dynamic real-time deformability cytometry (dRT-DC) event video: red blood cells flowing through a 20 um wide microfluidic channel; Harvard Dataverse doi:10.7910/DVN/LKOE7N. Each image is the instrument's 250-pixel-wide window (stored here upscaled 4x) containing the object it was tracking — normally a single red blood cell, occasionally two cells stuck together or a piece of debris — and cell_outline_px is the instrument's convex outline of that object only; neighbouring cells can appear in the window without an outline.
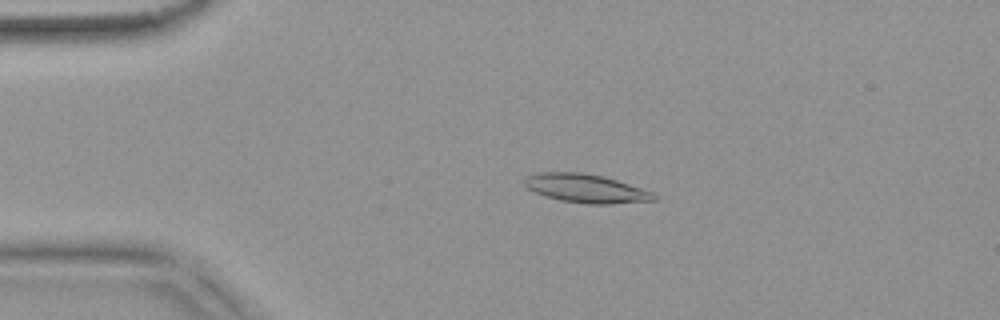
{"species": "common noctule bat (a hibernating species)", "species_latin": "Nyctalus noctula", "temperature_condition": "warm", "stored_images_in_passage": 47, "camera_frame_rate_fps": 3000, "um_per_image_px": 0.085, "animal": {"sex": "female", "body_mass_g": 18.4}, "frame": {"image": 1, "passage_image": 5, "time_ms": 1.333, "image_size_px": [1000, 320], "cell_outline_px": [[660, 196], [656, 200], [612, 204], [588, 204], [560, 200], [544, 196], [528, 188], [524, 184], [524, 176], [540, 172], [584, 172], [604, 176], [652, 192]], "centroid_in_image_um": [49.8, 16.01], "position_along_channel_um": 35.2, "area_um2": 21.68}}
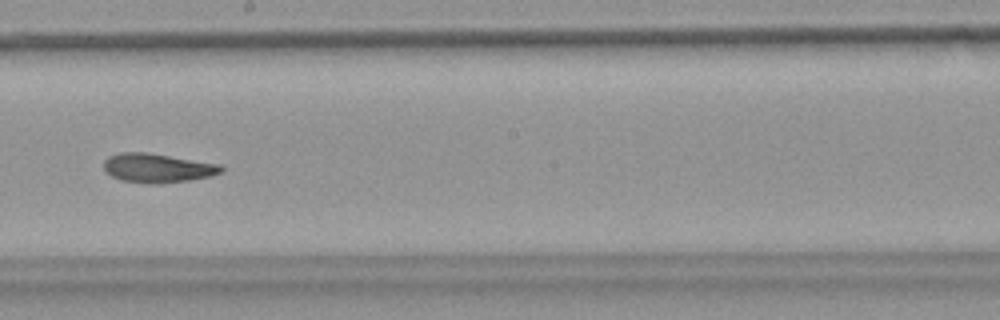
{"frame": {"image": 2, "passage_image": 24, "time_ms": 7.667, "image_size_px": [1000, 320], "cell_outline_px": [[224, 172], [212, 176], [188, 180], [160, 184], [148, 184], [120, 180], [104, 172], [104, 160], [108, 156], [120, 152], [148, 152], [224, 164]], "centroid_in_image_um": [13.43, 14.27], "position_along_channel_um": 234.8, "area_um2": 20.46}}
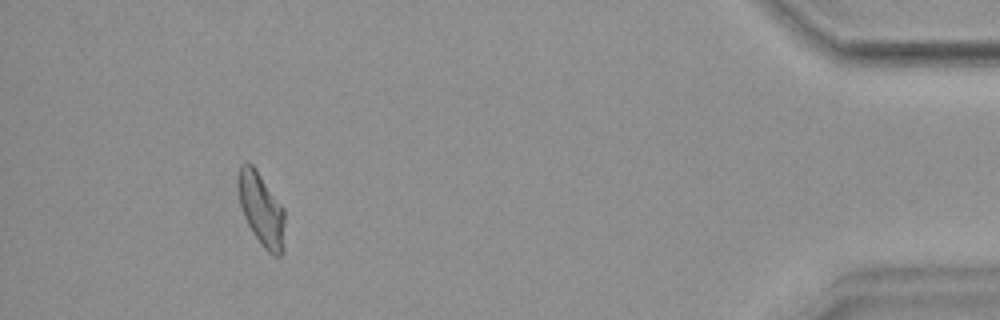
{"frame": {"image": 3, "passage_image": 43, "time_ms": 14.0, "image_size_px": [1000, 320], "cell_outline_px": [[284, 248], [280, 256], [276, 256], [268, 252], [260, 244], [252, 232], [244, 216], [240, 204], [236, 188], [236, 180], [240, 164], [252, 164], [256, 168], [284, 208]], "centroid_in_image_um": [22.2, 17.78], "position_along_channel_um": 413.0, "area_um2": 20.11}, "authors_computed_cell_mechanics": {"area_um2": 20.1144, "velocity_mm_per_s": 3.793, "shape_relaxation_time_tau1_ms": null, "shape_relaxation_time_tau2_ms": 5.9307, "deformation_change_tau1": null, "deformation_change_tau2": 0.1468}}